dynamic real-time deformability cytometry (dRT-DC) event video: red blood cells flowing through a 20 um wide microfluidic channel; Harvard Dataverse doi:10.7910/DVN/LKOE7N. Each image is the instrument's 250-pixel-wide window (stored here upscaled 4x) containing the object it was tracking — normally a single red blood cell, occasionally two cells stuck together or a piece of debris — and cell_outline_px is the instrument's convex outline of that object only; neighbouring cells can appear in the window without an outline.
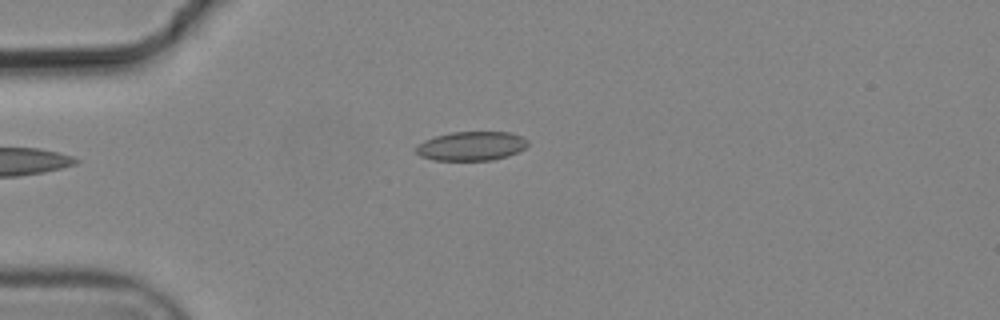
{"species": "common noctule bat (a hibernating species)", "species_latin": "Nyctalus noctula", "temperature_condition": "cold", "stored_images_in_passage": 2, "camera_frame_rate_fps": 3000, "um_per_image_px": 0.085, "animal": {"sex": "male", "body_mass_g": 19.2, "forearm_length_mm": 51.8}, "frame": {"image": 1, "passage_image": 2, "time_ms": 0.333, "image_size_px": [1000, 320], "cell_outline_px": [[528, 144], [524, 148], [508, 156], [492, 160], [432, 160], [420, 156], [416, 152], [416, 148], [424, 140], [436, 136], [452, 132], [508, 132], [520, 136], [528, 140]], "centroid_in_image_um": [40.06, 12.42], "position_along_channel_um": 44.9, "area_um2": 18.79}}